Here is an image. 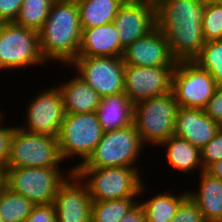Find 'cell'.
<instances>
[{
  "mask_svg": "<svg viewBox=\"0 0 222 222\" xmlns=\"http://www.w3.org/2000/svg\"><path fill=\"white\" fill-rule=\"evenodd\" d=\"M156 27L165 34L177 61H192L205 44L202 14L205 4L198 0H154Z\"/></svg>",
  "mask_w": 222,
  "mask_h": 222,
  "instance_id": "cell-1",
  "label": "cell"
},
{
  "mask_svg": "<svg viewBox=\"0 0 222 222\" xmlns=\"http://www.w3.org/2000/svg\"><path fill=\"white\" fill-rule=\"evenodd\" d=\"M39 33L40 51L46 62L69 65L78 57L81 26L76 0H54Z\"/></svg>",
  "mask_w": 222,
  "mask_h": 222,
  "instance_id": "cell-2",
  "label": "cell"
},
{
  "mask_svg": "<svg viewBox=\"0 0 222 222\" xmlns=\"http://www.w3.org/2000/svg\"><path fill=\"white\" fill-rule=\"evenodd\" d=\"M75 172L86 183L92 201L138 199L146 191L139 166L78 167Z\"/></svg>",
  "mask_w": 222,
  "mask_h": 222,
  "instance_id": "cell-3",
  "label": "cell"
},
{
  "mask_svg": "<svg viewBox=\"0 0 222 222\" xmlns=\"http://www.w3.org/2000/svg\"><path fill=\"white\" fill-rule=\"evenodd\" d=\"M179 105L172 91L134 105L133 123L143 144H156L174 135Z\"/></svg>",
  "mask_w": 222,
  "mask_h": 222,
  "instance_id": "cell-4",
  "label": "cell"
},
{
  "mask_svg": "<svg viewBox=\"0 0 222 222\" xmlns=\"http://www.w3.org/2000/svg\"><path fill=\"white\" fill-rule=\"evenodd\" d=\"M103 129L95 112L73 114L65 113L60 127L57 142L61 158L80 157V163L71 167L75 171L95 150L97 143L102 139Z\"/></svg>",
  "mask_w": 222,
  "mask_h": 222,
  "instance_id": "cell-5",
  "label": "cell"
},
{
  "mask_svg": "<svg viewBox=\"0 0 222 222\" xmlns=\"http://www.w3.org/2000/svg\"><path fill=\"white\" fill-rule=\"evenodd\" d=\"M145 146L134 123L103 133L95 150L79 167H136Z\"/></svg>",
  "mask_w": 222,
  "mask_h": 222,
  "instance_id": "cell-6",
  "label": "cell"
},
{
  "mask_svg": "<svg viewBox=\"0 0 222 222\" xmlns=\"http://www.w3.org/2000/svg\"><path fill=\"white\" fill-rule=\"evenodd\" d=\"M60 167L6 168V187L34 205L53 203L60 184L72 172Z\"/></svg>",
  "mask_w": 222,
  "mask_h": 222,
  "instance_id": "cell-7",
  "label": "cell"
},
{
  "mask_svg": "<svg viewBox=\"0 0 222 222\" xmlns=\"http://www.w3.org/2000/svg\"><path fill=\"white\" fill-rule=\"evenodd\" d=\"M57 137L30 133L16 126L10 139L7 168L60 167Z\"/></svg>",
  "mask_w": 222,
  "mask_h": 222,
  "instance_id": "cell-8",
  "label": "cell"
},
{
  "mask_svg": "<svg viewBox=\"0 0 222 222\" xmlns=\"http://www.w3.org/2000/svg\"><path fill=\"white\" fill-rule=\"evenodd\" d=\"M39 33L14 22L0 23V70L44 65Z\"/></svg>",
  "mask_w": 222,
  "mask_h": 222,
  "instance_id": "cell-9",
  "label": "cell"
},
{
  "mask_svg": "<svg viewBox=\"0 0 222 222\" xmlns=\"http://www.w3.org/2000/svg\"><path fill=\"white\" fill-rule=\"evenodd\" d=\"M217 84L211 74L193 61H178L172 92L179 107L204 109Z\"/></svg>",
  "mask_w": 222,
  "mask_h": 222,
  "instance_id": "cell-10",
  "label": "cell"
},
{
  "mask_svg": "<svg viewBox=\"0 0 222 222\" xmlns=\"http://www.w3.org/2000/svg\"><path fill=\"white\" fill-rule=\"evenodd\" d=\"M77 76L93 88L102 98L124 93V69L122 57H77L69 65Z\"/></svg>",
  "mask_w": 222,
  "mask_h": 222,
  "instance_id": "cell-11",
  "label": "cell"
},
{
  "mask_svg": "<svg viewBox=\"0 0 222 222\" xmlns=\"http://www.w3.org/2000/svg\"><path fill=\"white\" fill-rule=\"evenodd\" d=\"M176 66L125 65L124 93L133 105L172 91Z\"/></svg>",
  "mask_w": 222,
  "mask_h": 222,
  "instance_id": "cell-12",
  "label": "cell"
},
{
  "mask_svg": "<svg viewBox=\"0 0 222 222\" xmlns=\"http://www.w3.org/2000/svg\"><path fill=\"white\" fill-rule=\"evenodd\" d=\"M32 99L26 105V124L20 128L30 133L57 137L65 115L58 86L41 90Z\"/></svg>",
  "mask_w": 222,
  "mask_h": 222,
  "instance_id": "cell-13",
  "label": "cell"
},
{
  "mask_svg": "<svg viewBox=\"0 0 222 222\" xmlns=\"http://www.w3.org/2000/svg\"><path fill=\"white\" fill-rule=\"evenodd\" d=\"M113 23L122 46L126 48L156 28L154 0H126Z\"/></svg>",
  "mask_w": 222,
  "mask_h": 222,
  "instance_id": "cell-14",
  "label": "cell"
},
{
  "mask_svg": "<svg viewBox=\"0 0 222 222\" xmlns=\"http://www.w3.org/2000/svg\"><path fill=\"white\" fill-rule=\"evenodd\" d=\"M53 204L57 222H91L92 199L75 171L60 184Z\"/></svg>",
  "mask_w": 222,
  "mask_h": 222,
  "instance_id": "cell-15",
  "label": "cell"
},
{
  "mask_svg": "<svg viewBox=\"0 0 222 222\" xmlns=\"http://www.w3.org/2000/svg\"><path fill=\"white\" fill-rule=\"evenodd\" d=\"M122 58L125 65L136 66H177L178 63L171 54L165 34L157 27L128 45Z\"/></svg>",
  "mask_w": 222,
  "mask_h": 222,
  "instance_id": "cell-16",
  "label": "cell"
},
{
  "mask_svg": "<svg viewBox=\"0 0 222 222\" xmlns=\"http://www.w3.org/2000/svg\"><path fill=\"white\" fill-rule=\"evenodd\" d=\"M221 126L210 118L204 109L179 107L175 119L174 135L186 139L202 149Z\"/></svg>",
  "mask_w": 222,
  "mask_h": 222,
  "instance_id": "cell-17",
  "label": "cell"
},
{
  "mask_svg": "<svg viewBox=\"0 0 222 222\" xmlns=\"http://www.w3.org/2000/svg\"><path fill=\"white\" fill-rule=\"evenodd\" d=\"M81 44L78 57H122L119 33L113 22L92 28H81Z\"/></svg>",
  "mask_w": 222,
  "mask_h": 222,
  "instance_id": "cell-18",
  "label": "cell"
},
{
  "mask_svg": "<svg viewBox=\"0 0 222 222\" xmlns=\"http://www.w3.org/2000/svg\"><path fill=\"white\" fill-rule=\"evenodd\" d=\"M200 174L198 192L190 189L188 195L197 204L205 222L222 221V180L205 170Z\"/></svg>",
  "mask_w": 222,
  "mask_h": 222,
  "instance_id": "cell-19",
  "label": "cell"
},
{
  "mask_svg": "<svg viewBox=\"0 0 222 222\" xmlns=\"http://www.w3.org/2000/svg\"><path fill=\"white\" fill-rule=\"evenodd\" d=\"M57 86L63 99L65 113L95 112L100 105L102 97L77 75Z\"/></svg>",
  "mask_w": 222,
  "mask_h": 222,
  "instance_id": "cell-20",
  "label": "cell"
},
{
  "mask_svg": "<svg viewBox=\"0 0 222 222\" xmlns=\"http://www.w3.org/2000/svg\"><path fill=\"white\" fill-rule=\"evenodd\" d=\"M104 132L133 123L134 105L125 93L105 96L95 111Z\"/></svg>",
  "mask_w": 222,
  "mask_h": 222,
  "instance_id": "cell-21",
  "label": "cell"
},
{
  "mask_svg": "<svg viewBox=\"0 0 222 222\" xmlns=\"http://www.w3.org/2000/svg\"><path fill=\"white\" fill-rule=\"evenodd\" d=\"M166 147V161L173 169H177L182 173H192L196 168L201 173L204 168L201 163L200 149L193 146L186 139L172 135L166 141H163L159 147Z\"/></svg>",
  "mask_w": 222,
  "mask_h": 222,
  "instance_id": "cell-22",
  "label": "cell"
},
{
  "mask_svg": "<svg viewBox=\"0 0 222 222\" xmlns=\"http://www.w3.org/2000/svg\"><path fill=\"white\" fill-rule=\"evenodd\" d=\"M126 0H76L81 28H92L113 22Z\"/></svg>",
  "mask_w": 222,
  "mask_h": 222,
  "instance_id": "cell-23",
  "label": "cell"
},
{
  "mask_svg": "<svg viewBox=\"0 0 222 222\" xmlns=\"http://www.w3.org/2000/svg\"><path fill=\"white\" fill-rule=\"evenodd\" d=\"M188 196V191L173 195L161 192L144 202L139 201L144 209L146 222H170L174 219L180 203Z\"/></svg>",
  "mask_w": 222,
  "mask_h": 222,
  "instance_id": "cell-24",
  "label": "cell"
},
{
  "mask_svg": "<svg viewBox=\"0 0 222 222\" xmlns=\"http://www.w3.org/2000/svg\"><path fill=\"white\" fill-rule=\"evenodd\" d=\"M136 197L92 201L91 222H120L138 200Z\"/></svg>",
  "mask_w": 222,
  "mask_h": 222,
  "instance_id": "cell-25",
  "label": "cell"
},
{
  "mask_svg": "<svg viewBox=\"0 0 222 222\" xmlns=\"http://www.w3.org/2000/svg\"><path fill=\"white\" fill-rule=\"evenodd\" d=\"M33 207L30 200L7 187L0 191V215L4 222H24Z\"/></svg>",
  "mask_w": 222,
  "mask_h": 222,
  "instance_id": "cell-26",
  "label": "cell"
},
{
  "mask_svg": "<svg viewBox=\"0 0 222 222\" xmlns=\"http://www.w3.org/2000/svg\"><path fill=\"white\" fill-rule=\"evenodd\" d=\"M54 0H23L15 24L39 31Z\"/></svg>",
  "mask_w": 222,
  "mask_h": 222,
  "instance_id": "cell-27",
  "label": "cell"
},
{
  "mask_svg": "<svg viewBox=\"0 0 222 222\" xmlns=\"http://www.w3.org/2000/svg\"><path fill=\"white\" fill-rule=\"evenodd\" d=\"M192 61L207 70L217 86H222V40L205 42L200 53Z\"/></svg>",
  "mask_w": 222,
  "mask_h": 222,
  "instance_id": "cell-28",
  "label": "cell"
},
{
  "mask_svg": "<svg viewBox=\"0 0 222 222\" xmlns=\"http://www.w3.org/2000/svg\"><path fill=\"white\" fill-rule=\"evenodd\" d=\"M202 32L205 42L222 40V2L205 4L202 14Z\"/></svg>",
  "mask_w": 222,
  "mask_h": 222,
  "instance_id": "cell-29",
  "label": "cell"
},
{
  "mask_svg": "<svg viewBox=\"0 0 222 222\" xmlns=\"http://www.w3.org/2000/svg\"><path fill=\"white\" fill-rule=\"evenodd\" d=\"M170 222H205L197 204L188 195L179 205L175 217Z\"/></svg>",
  "mask_w": 222,
  "mask_h": 222,
  "instance_id": "cell-30",
  "label": "cell"
},
{
  "mask_svg": "<svg viewBox=\"0 0 222 222\" xmlns=\"http://www.w3.org/2000/svg\"><path fill=\"white\" fill-rule=\"evenodd\" d=\"M200 153L204 170L213 162L222 160V127L214 138L200 149Z\"/></svg>",
  "mask_w": 222,
  "mask_h": 222,
  "instance_id": "cell-31",
  "label": "cell"
},
{
  "mask_svg": "<svg viewBox=\"0 0 222 222\" xmlns=\"http://www.w3.org/2000/svg\"><path fill=\"white\" fill-rule=\"evenodd\" d=\"M24 222H57L54 204L34 205Z\"/></svg>",
  "mask_w": 222,
  "mask_h": 222,
  "instance_id": "cell-32",
  "label": "cell"
},
{
  "mask_svg": "<svg viewBox=\"0 0 222 222\" xmlns=\"http://www.w3.org/2000/svg\"><path fill=\"white\" fill-rule=\"evenodd\" d=\"M1 113L2 112L0 111V166L3 168H7V161L9 158L10 139L15 129V126L4 127V125H2L4 121L3 119L4 116Z\"/></svg>",
  "mask_w": 222,
  "mask_h": 222,
  "instance_id": "cell-33",
  "label": "cell"
},
{
  "mask_svg": "<svg viewBox=\"0 0 222 222\" xmlns=\"http://www.w3.org/2000/svg\"><path fill=\"white\" fill-rule=\"evenodd\" d=\"M204 112L222 127V86H217Z\"/></svg>",
  "mask_w": 222,
  "mask_h": 222,
  "instance_id": "cell-34",
  "label": "cell"
},
{
  "mask_svg": "<svg viewBox=\"0 0 222 222\" xmlns=\"http://www.w3.org/2000/svg\"><path fill=\"white\" fill-rule=\"evenodd\" d=\"M23 0H0V23L15 22Z\"/></svg>",
  "mask_w": 222,
  "mask_h": 222,
  "instance_id": "cell-35",
  "label": "cell"
},
{
  "mask_svg": "<svg viewBox=\"0 0 222 222\" xmlns=\"http://www.w3.org/2000/svg\"><path fill=\"white\" fill-rule=\"evenodd\" d=\"M120 222H146L145 212L139 201L130 208Z\"/></svg>",
  "mask_w": 222,
  "mask_h": 222,
  "instance_id": "cell-36",
  "label": "cell"
},
{
  "mask_svg": "<svg viewBox=\"0 0 222 222\" xmlns=\"http://www.w3.org/2000/svg\"><path fill=\"white\" fill-rule=\"evenodd\" d=\"M205 171L213 177L222 180V160L213 162L205 169Z\"/></svg>",
  "mask_w": 222,
  "mask_h": 222,
  "instance_id": "cell-37",
  "label": "cell"
},
{
  "mask_svg": "<svg viewBox=\"0 0 222 222\" xmlns=\"http://www.w3.org/2000/svg\"><path fill=\"white\" fill-rule=\"evenodd\" d=\"M6 187V168L0 166V191Z\"/></svg>",
  "mask_w": 222,
  "mask_h": 222,
  "instance_id": "cell-38",
  "label": "cell"
},
{
  "mask_svg": "<svg viewBox=\"0 0 222 222\" xmlns=\"http://www.w3.org/2000/svg\"><path fill=\"white\" fill-rule=\"evenodd\" d=\"M204 4L208 3V2H214V1H220V0H198Z\"/></svg>",
  "mask_w": 222,
  "mask_h": 222,
  "instance_id": "cell-39",
  "label": "cell"
},
{
  "mask_svg": "<svg viewBox=\"0 0 222 222\" xmlns=\"http://www.w3.org/2000/svg\"><path fill=\"white\" fill-rule=\"evenodd\" d=\"M0 222H4V220L2 219V216L0 215Z\"/></svg>",
  "mask_w": 222,
  "mask_h": 222,
  "instance_id": "cell-40",
  "label": "cell"
}]
</instances>
